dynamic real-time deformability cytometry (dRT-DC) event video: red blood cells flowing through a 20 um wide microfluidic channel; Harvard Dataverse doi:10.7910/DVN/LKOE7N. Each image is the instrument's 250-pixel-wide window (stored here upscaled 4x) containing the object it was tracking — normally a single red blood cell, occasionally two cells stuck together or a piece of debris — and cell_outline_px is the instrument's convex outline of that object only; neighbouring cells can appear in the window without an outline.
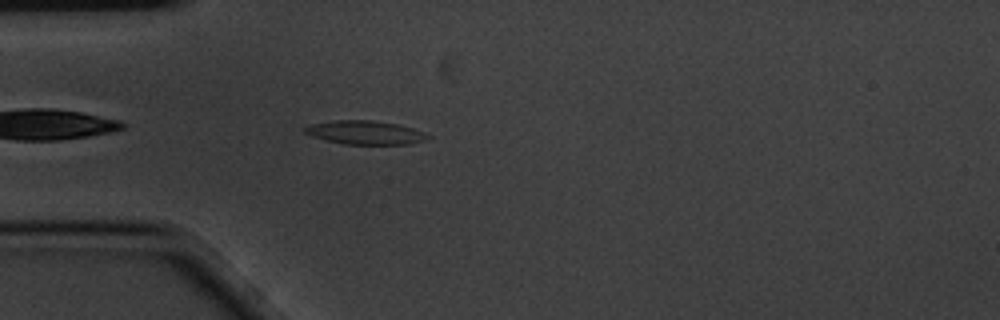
{"species": "common noctule bat (a hibernating species)", "species_latin": "Nyctalus noctula", "temperature_condition": "cold", "stored_images_in_passage": 2, "camera_frame_rate_fps": 3000, "um_per_image_px": 0.085, "animal": {"sex": "male", "body_mass_g": 20.1, "forearm_length_mm": 53.5}, "frame": {"image": 1, "passage_image": 2, "time_ms": 0.333, "image_size_px": [1000, 320], "cell_outline_px": [[432, 136], [424, 140], [408, 144], [344, 144], [312, 136], [304, 132], [304, 128], [312, 124], [336, 120], [372, 120], [396, 124], [412, 128], [424, 132]], "centroid_in_image_um": [31.06, 11.26], "position_along_channel_um": 53.9, "area_um2": 16.7}}